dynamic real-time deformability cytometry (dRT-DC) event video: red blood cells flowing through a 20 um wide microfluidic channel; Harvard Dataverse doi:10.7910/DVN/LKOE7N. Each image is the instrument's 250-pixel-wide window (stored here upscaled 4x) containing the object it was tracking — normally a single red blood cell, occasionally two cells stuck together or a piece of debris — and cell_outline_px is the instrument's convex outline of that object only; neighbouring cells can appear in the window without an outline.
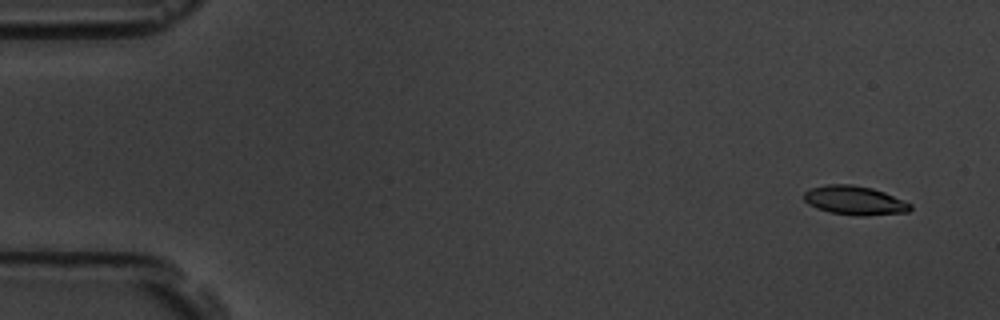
{"species": "common noctule bat (a hibernating species)", "species_latin": "Nyctalus noctula", "temperature_condition": "room temperature", "stored_images_in_passage": 6, "segment_of_instrument_passage": [1, 2], "camera_frame_rate_fps": 3000, "um_per_image_px": 0.085, "animal": {"sex": "male", "body_mass_g": 19.5, "forearm_length_mm": 54.6}, "frame": {"image": 1, "passage_image": 1, "time_ms": 0.0, "image_size_px": [1000, 320], "cell_outline_px": [[912, 208], [908, 212], [864, 216], [860, 216], [828, 212], [816, 208], [808, 204], [804, 200], [804, 192], [812, 188], [828, 184], [852, 184], [872, 188], [884, 192], [904, 200], [912, 204]], "centroid_in_image_um": [72.66, 17.04], "position_along_channel_um": 12.3, "area_um2": 18.03}}